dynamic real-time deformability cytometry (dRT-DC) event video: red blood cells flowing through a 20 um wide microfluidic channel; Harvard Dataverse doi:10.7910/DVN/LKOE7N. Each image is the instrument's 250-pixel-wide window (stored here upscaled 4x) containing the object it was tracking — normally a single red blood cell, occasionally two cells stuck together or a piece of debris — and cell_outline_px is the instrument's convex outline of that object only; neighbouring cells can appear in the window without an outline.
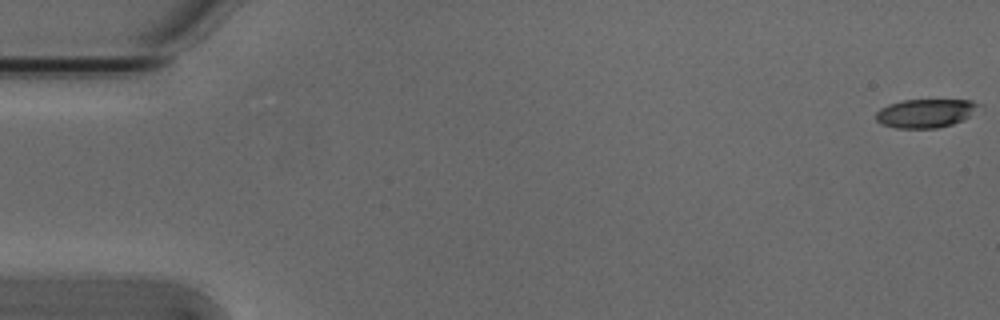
{"species": "Egyptian fruit bat (a non-hibernating species)", "species_latin": "Rousettus aegyptiacus", "temperature_condition": "cold", "stored_images_in_passage": 20, "camera_frame_rate_fps": 3000, "um_per_image_px": 0.085, "animal": {"sex": "male"}, "frame": {"image": 1, "passage_image": 1, "time_ms": 0.0, "image_size_px": [1000, 320], "cell_outline_px": [[984, 104], [964, 120], [952, 124], [936, 128], [896, 128], [884, 124], [876, 120], [876, 112], [880, 108], [888, 104], [904, 100], [972, 100]], "centroid_in_image_um": [78.71, 9.61], "position_along_channel_um": 6.3, "area_um2": 17.22}}
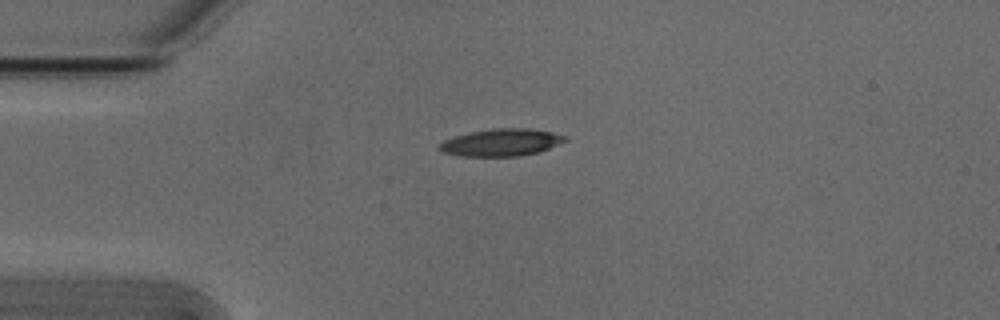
{"frame": {"image": 2, "passage_image": 14, "time_ms": 4.333, "image_size_px": [1000, 320], "cell_outline_px": [[568, 140], [540, 152], [520, 156], [460, 156], [444, 152], [436, 148], [444, 140], [468, 132], [492, 128], [528, 128], [552, 132], [564, 136]], "centroid_in_image_um": [42.6, 12.11], "position_along_channel_um": 42.4, "area_um2": 20.0}}